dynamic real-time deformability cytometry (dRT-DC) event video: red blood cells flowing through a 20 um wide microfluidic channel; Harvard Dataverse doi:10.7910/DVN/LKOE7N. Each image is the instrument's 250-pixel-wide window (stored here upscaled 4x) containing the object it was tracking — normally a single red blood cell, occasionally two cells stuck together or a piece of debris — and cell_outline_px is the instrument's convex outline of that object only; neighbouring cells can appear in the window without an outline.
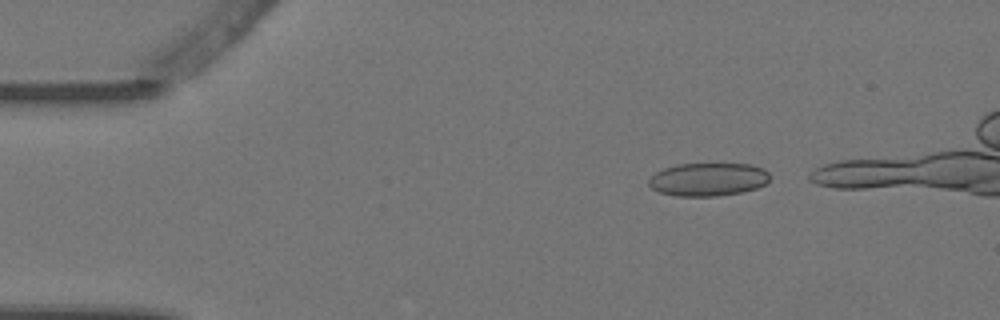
{"species": "Egyptian fruit bat (a non-hibernating species)", "species_latin": "Rousettus aegyptiacus", "temperature_condition": "warm", "stored_images_in_passage": 5, "camera_frame_rate_fps": 3000, "um_per_image_px": 0.085, "animal": {"sex": "female"}, "frame": {"image": 1, "passage_image": 2, "time_ms": 0.333, "image_size_px": [1000, 320], "cell_outline_px": [[768, 180], [764, 184], [756, 188], [744, 192], [716, 196], [676, 196], [660, 192], [652, 188], [648, 184], [648, 180], [656, 172], [664, 168], [676, 164], [752, 164], [764, 168], [768, 172]], "centroid_in_image_um": [60.19, 15.25], "position_along_channel_um": 24.8, "area_um2": 23.41}}